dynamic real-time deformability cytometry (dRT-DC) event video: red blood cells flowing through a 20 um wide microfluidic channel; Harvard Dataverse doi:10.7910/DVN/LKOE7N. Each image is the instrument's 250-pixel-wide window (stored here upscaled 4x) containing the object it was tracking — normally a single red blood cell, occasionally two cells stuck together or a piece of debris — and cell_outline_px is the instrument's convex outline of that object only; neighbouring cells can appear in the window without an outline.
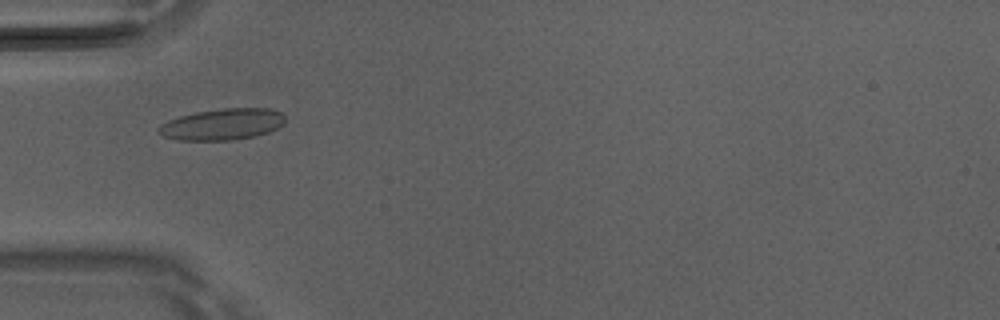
{"species": "Egyptian fruit bat (a non-hibernating species)", "species_latin": "Rousettus aegyptiacus", "temperature_condition": "room temperature", "stored_images_in_passage": 48, "camera_frame_rate_fps": 3000, "um_per_image_px": 0.085, "animal": {"sex": "male"}, "frame": {"image": 1, "passage_image": 14, "time_ms": 4.333, "image_size_px": [1000, 320], "cell_outline_px": [[284, 124], [268, 132], [256, 136], [232, 140], [180, 140], [164, 136], [156, 132], [156, 128], [168, 120], [180, 116], [196, 112], [220, 108], [268, 108], [280, 112], [284, 116]], "centroid_in_image_um": [18.89, 10.56], "position_along_channel_um": 66.1, "area_um2": 23.12}}
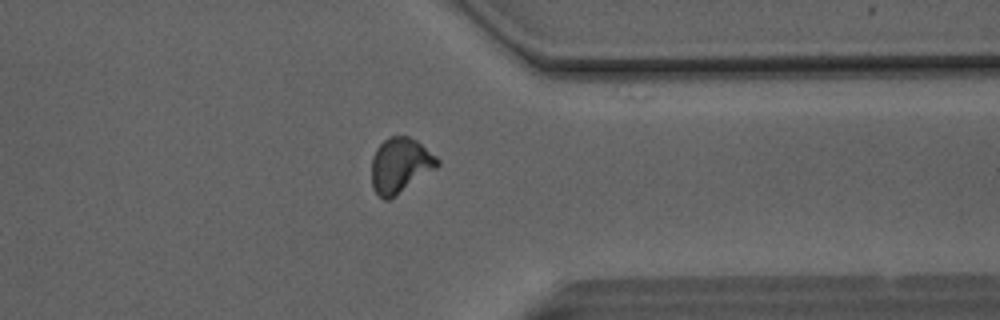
{"frame": {"image": 2, "passage_image": 37, "time_ms": 12.0, "image_size_px": [1000, 320], "cell_outline_px": [[440, 164], [436, 168], [388, 200], [384, 200], [372, 188], [372, 156], [376, 148], [388, 136], [408, 136], [416, 140], [436, 156], [440, 160]], "centroid_in_image_um": [34.0, 14.03], "position_along_channel_um": 377.4, "area_um2": 20.92}}
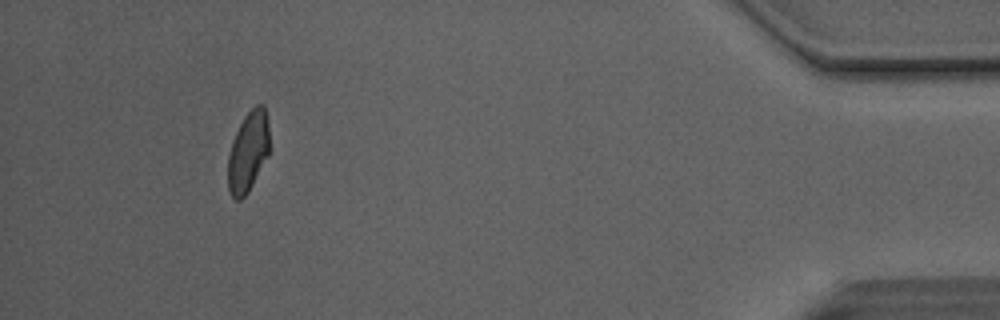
{"frame": {"image": 3, "passage_image": 44, "time_ms": 14.333, "image_size_px": [1000, 320], "cell_outline_px": [[268, 156], [248, 192], [240, 200], [236, 200], [232, 196], [228, 188], [228, 156], [232, 140], [244, 116], [256, 104], [264, 104], [268, 124]], "centroid_in_image_um": [21.08, 12.89], "position_along_channel_um": 414.1, "area_um2": 19.31}, "authors_computed_cell_mechanics": {"area_um2": 20.8369, "velocity_mm_per_s": 4.1291, "shape_relaxation_time_tau1_ms": 9.7498, "shape_relaxation_time_tau2_ms": 2.1175, "deformation_change_tau1": 0.2002, "deformation_change_tau2": 0.0857}}